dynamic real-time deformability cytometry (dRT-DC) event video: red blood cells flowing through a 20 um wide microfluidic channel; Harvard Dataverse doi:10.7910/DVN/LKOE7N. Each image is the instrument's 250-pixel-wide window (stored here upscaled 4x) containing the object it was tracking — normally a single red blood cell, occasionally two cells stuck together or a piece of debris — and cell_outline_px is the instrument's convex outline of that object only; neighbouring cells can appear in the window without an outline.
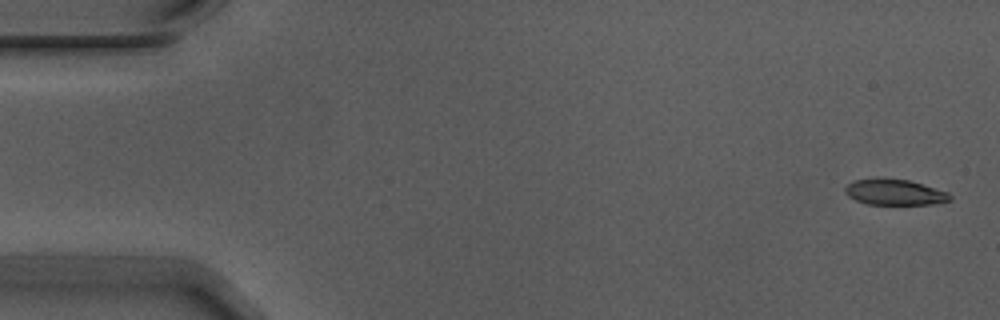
{"species": "Egyptian fruit bat (a non-hibernating species)", "species_latin": "Rousettus aegyptiacus", "temperature_condition": "warm", "stored_images_in_passage": 4, "camera_frame_rate_fps": 3000, "um_per_image_px": 0.085, "animal": {"sex": "male"}, "frame": {"image": 1, "passage_image": 1, "time_ms": 0.0, "image_size_px": [1000, 320], "cell_outline_px": [[952, 200], [932, 204], [868, 204], [856, 200], [848, 196], [844, 192], [844, 188], [852, 180], [880, 176], [908, 180], [948, 192], [952, 196]], "centroid_in_image_um": [76.0, 16.31], "position_along_channel_um": 9.0, "area_um2": 16.07}}